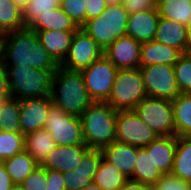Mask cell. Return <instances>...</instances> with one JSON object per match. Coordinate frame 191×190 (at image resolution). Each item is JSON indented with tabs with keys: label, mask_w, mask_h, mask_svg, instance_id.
Wrapping results in <instances>:
<instances>
[{
	"label": "cell",
	"mask_w": 191,
	"mask_h": 190,
	"mask_svg": "<svg viewBox=\"0 0 191 190\" xmlns=\"http://www.w3.org/2000/svg\"><path fill=\"white\" fill-rule=\"evenodd\" d=\"M16 188L17 187L13 184L3 162H0V190H15Z\"/></svg>",
	"instance_id": "43"
},
{
	"label": "cell",
	"mask_w": 191,
	"mask_h": 190,
	"mask_svg": "<svg viewBox=\"0 0 191 190\" xmlns=\"http://www.w3.org/2000/svg\"><path fill=\"white\" fill-rule=\"evenodd\" d=\"M187 27L184 25L160 17L154 40L178 50L181 54L185 52Z\"/></svg>",
	"instance_id": "22"
},
{
	"label": "cell",
	"mask_w": 191,
	"mask_h": 190,
	"mask_svg": "<svg viewBox=\"0 0 191 190\" xmlns=\"http://www.w3.org/2000/svg\"><path fill=\"white\" fill-rule=\"evenodd\" d=\"M39 42L58 65L66 59L76 31L33 30Z\"/></svg>",
	"instance_id": "18"
},
{
	"label": "cell",
	"mask_w": 191,
	"mask_h": 190,
	"mask_svg": "<svg viewBox=\"0 0 191 190\" xmlns=\"http://www.w3.org/2000/svg\"><path fill=\"white\" fill-rule=\"evenodd\" d=\"M3 164L16 187L39 165L26 150L4 160Z\"/></svg>",
	"instance_id": "25"
},
{
	"label": "cell",
	"mask_w": 191,
	"mask_h": 190,
	"mask_svg": "<svg viewBox=\"0 0 191 190\" xmlns=\"http://www.w3.org/2000/svg\"><path fill=\"white\" fill-rule=\"evenodd\" d=\"M184 54L191 56V26L187 27Z\"/></svg>",
	"instance_id": "45"
},
{
	"label": "cell",
	"mask_w": 191,
	"mask_h": 190,
	"mask_svg": "<svg viewBox=\"0 0 191 190\" xmlns=\"http://www.w3.org/2000/svg\"><path fill=\"white\" fill-rule=\"evenodd\" d=\"M103 154L101 150L89 149L76 169L63 173L66 190H82L93 183Z\"/></svg>",
	"instance_id": "15"
},
{
	"label": "cell",
	"mask_w": 191,
	"mask_h": 190,
	"mask_svg": "<svg viewBox=\"0 0 191 190\" xmlns=\"http://www.w3.org/2000/svg\"><path fill=\"white\" fill-rule=\"evenodd\" d=\"M162 174H170L173 168L176 136H158L143 147Z\"/></svg>",
	"instance_id": "20"
},
{
	"label": "cell",
	"mask_w": 191,
	"mask_h": 190,
	"mask_svg": "<svg viewBox=\"0 0 191 190\" xmlns=\"http://www.w3.org/2000/svg\"><path fill=\"white\" fill-rule=\"evenodd\" d=\"M52 104L50 96L20 100L19 122L24 136L44 128Z\"/></svg>",
	"instance_id": "13"
},
{
	"label": "cell",
	"mask_w": 191,
	"mask_h": 190,
	"mask_svg": "<svg viewBox=\"0 0 191 190\" xmlns=\"http://www.w3.org/2000/svg\"><path fill=\"white\" fill-rule=\"evenodd\" d=\"M141 42L130 36L116 39L104 50V56L111 61L118 70L136 69L140 67Z\"/></svg>",
	"instance_id": "14"
},
{
	"label": "cell",
	"mask_w": 191,
	"mask_h": 190,
	"mask_svg": "<svg viewBox=\"0 0 191 190\" xmlns=\"http://www.w3.org/2000/svg\"><path fill=\"white\" fill-rule=\"evenodd\" d=\"M171 174L191 183V138L188 136H176Z\"/></svg>",
	"instance_id": "23"
},
{
	"label": "cell",
	"mask_w": 191,
	"mask_h": 190,
	"mask_svg": "<svg viewBox=\"0 0 191 190\" xmlns=\"http://www.w3.org/2000/svg\"><path fill=\"white\" fill-rule=\"evenodd\" d=\"M121 4L126 9L128 15L143 12L155 7L151 0H121Z\"/></svg>",
	"instance_id": "39"
},
{
	"label": "cell",
	"mask_w": 191,
	"mask_h": 190,
	"mask_svg": "<svg viewBox=\"0 0 191 190\" xmlns=\"http://www.w3.org/2000/svg\"><path fill=\"white\" fill-rule=\"evenodd\" d=\"M152 190H191V183L179 179L177 176L163 174V176L152 186Z\"/></svg>",
	"instance_id": "38"
},
{
	"label": "cell",
	"mask_w": 191,
	"mask_h": 190,
	"mask_svg": "<svg viewBox=\"0 0 191 190\" xmlns=\"http://www.w3.org/2000/svg\"><path fill=\"white\" fill-rule=\"evenodd\" d=\"M155 6H157L163 0H151Z\"/></svg>",
	"instance_id": "49"
},
{
	"label": "cell",
	"mask_w": 191,
	"mask_h": 190,
	"mask_svg": "<svg viewBox=\"0 0 191 190\" xmlns=\"http://www.w3.org/2000/svg\"><path fill=\"white\" fill-rule=\"evenodd\" d=\"M163 176L143 147H137L136 164L132 180L153 186Z\"/></svg>",
	"instance_id": "28"
},
{
	"label": "cell",
	"mask_w": 191,
	"mask_h": 190,
	"mask_svg": "<svg viewBox=\"0 0 191 190\" xmlns=\"http://www.w3.org/2000/svg\"><path fill=\"white\" fill-rule=\"evenodd\" d=\"M134 111L158 136H176L171 100L147 96Z\"/></svg>",
	"instance_id": "7"
},
{
	"label": "cell",
	"mask_w": 191,
	"mask_h": 190,
	"mask_svg": "<svg viewBox=\"0 0 191 190\" xmlns=\"http://www.w3.org/2000/svg\"><path fill=\"white\" fill-rule=\"evenodd\" d=\"M182 54L165 44L156 40L141 43L140 66H150L154 64L174 65Z\"/></svg>",
	"instance_id": "21"
},
{
	"label": "cell",
	"mask_w": 191,
	"mask_h": 190,
	"mask_svg": "<svg viewBox=\"0 0 191 190\" xmlns=\"http://www.w3.org/2000/svg\"><path fill=\"white\" fill-rule=\"evenodd\" d=\"M128 13L122 4L107 5L101 15L87 20L80 28L103 50L116 39L126 36Z\"/></svg>",
	"instance_id": "5"
},
{
	"label": "cell",
	"mask_w": 191,
	"mask_h": 190,
	"mask_svg": "<svg viewBox=\"0 0 191 190\" xmlns=\"http://www.w3.org/2000/svg\"><path fill=\"white\" fill-rule=\"evenodd\" d=\"M147 96L173 101L180 90L177 85L174 65L154 64L140 66Z\"/></svg>",
	"instance_id": "9"
},
{
	"label": "cell",
	"mask_w": 191,
	"mask_h": 190,
	"mask_svg": "<svg viewBox=\"0 0 191 190\" xmlns=\"http://www.w3.org/2000/svg\"><path fill=\"white\" fill-rule=\"evenodd\" d=\"M160 16L157 7L128 15L126 34L139 42L152 41L155 38Z\"/></svg>",
	"instance_id": "17"
},
{
	"label": "cell",
	"mask_w": 191,
	"mask_h": 190,
	"mask_svg": "<svg viewBox=\"0 0 191 190\" xmlns=\"http://www.w3.org/2000/svg\"><path fill=\"white\" fill-rule=\"evenodd\" d=\"M180 93H191V56L182 54L174 64Z\"/></svg>",
	"instance_id": "35"
},
{
	"label": "cell",
	"mask_w": 191,
	"mask_h": 190,
	"mask_svg": "<svg viewBox=\"0 0 191 190\" xmlns=\"http://www.w3.org/2000/svg\"><path fill=\"white\" fill-rule=\"evenodd\" d=\"M82 190H104L102 187L95 185L94 183L89 184L87 187Z\"/></svg>",
	"instance_id": "47"
},
{
	"label": "cell",
	"mask_w": 191,
	"mask_h": 190,
	"mask_svg": "<svg viewBox=\"0 0 191 190\" xmlns=\"http://www.w3.org/2000/svg\"><path fill=\"white\" fill-rule=\"evenodd\" d=\"M127 178L103 156L93 178V183L104 190H119Z\"/></svg>",
	"instance_id": "30"
},
{
	"label": "cell",
	"mask_w": 191,
	"mask_h": 190,
	"mask_svg": "<svg viewBox=\"0 0 191 190\" xmlns=\"http://www.w3.org/2000/svg\"><path fill=\"white\" fill-rule=\"evenodd\" d=\"M107 5H118L121 4V0H106Z\"/></svg>",
	"instance_id": "48"
},
{
	"label": "cell",
	"mask_w": 191,
	"mask_h": 190,
	"mask_svg": "<svg viewBox=\"0 0 191 190\" xmlns=\"http://www.w3.org/2000/svg\"><path fill=\"white\" fill-rule=\"evenodd\" d=\"M60 8L79 28L86 22V0H60Z\"/></svg>",
	"instance_id": "36"
},
{
	"label": "cell",
	"mask_w": 191,
	"mask_h": 190,
	"mask_svg": "<svg viewBox=\"0 0 191 190\" xmlns=\"http://www.w3.org/2000/svg\"><path fill=\"white\" fill-rule=\"evenodd\" d=\"M47 169L38 165L17 187L19 190H46Z\"/></svg>",
	"instance_id": "37"
},
{
	"label": "cell",
	"mask_w": 191,
	"mask_h": 190,
	"mask_svg": "<svg viewBox=\"0 0 191 190\" xmlns=\"http://www.w3.org/2000/svg\"><path fill=\"white\" fill-rule=\"evenodd\" d=\"M117 110L107 102H94L81 118L84 142L91 149L102 150L116 139Z\"/></svg>",
	"instance_id": "3"
},
{
	"label": "cell",
	"mask_w": 191,
	"mask_h": 190,
	"mask_svg": "<svg viewBox=\"0 0 191 190\" xmlns=\"http://www.w3.org/2000/svg\"><path fill=\"white\" fill-rule=\"evenodd\" d=\"M106 6V0H86V21L101 15Z\"/></svg>",
	"instance_id": "40"
},
{
	"label": "cell",
	"mask_w": 191,
	"mask_h": 190,
	"mask_svg": "<svg viewBox=\"0 0 191 190\" xmlns=\"http://www.w3.org/2000/svg\"><path fill=\"white\" fill-rule=\"evenodd\" d=\"M8 98H11L7 74L4 67L0 64V107L4 101Z\"/></svg>",
	"instance_id": "42"
},
{
	"label": "cell",
	"mask_w": 191,
	"mask_h": 190,
	"mask_svg": "<svg viewBox=\"0 0 191 190\" xmlns=\"http://www.w3.org/2000/svg\"><path fill=\"white\" fill-rule=\"evenodd\" d=\"M104 55V50L81 28L73 36L68 55L60 65L72 71H82Z\"/></svg>",
	"instance_id": "12"
},
{
	"label": "cell",
	"mask_w": 191,
	"mask_h": 190,
	"mask_svg": "<svg viewBox=\"0 0 191 190\" xmlns=\"http://www.w3.org/2000/svg\"><path fill=\"white\" fill-rule=\"evenodd\" d=\"M25 28L23 11L12 0H0V36Z\"/></svg>",
	"instance_id": "31"
},
{
	"label": "cell",
	"mask_w": 191,
	"mask_h": 190,
	"mask_svg": "<svg viewBox=\"0 0 191 190\" xmlns=\"http://www.w3.org/2000/svg\"><path fill=\"white\" fill-rule=\"evenodd\" d=\"M119 190H152V186L132 179H127Z\"/></svg>",
	"instance_id": "44"
},
{
	"label": "cell",
	"mask_w": 191,
	"mask_h": 190,
	"mask_svg": "<svg viewBox=\"0 0 191 190\" xmlns=\"http://www.w3.org/2000/svg\"><path fill=\"white\" fill-rule=\"evenodd\" d=\"M115 65L104 55L81 72L85 86L94 102H106L117 73Z\"/></svg>",
	"instance_id": "10"
},
{
	"label": "cell",
	"mask_w": 191,
	"mask_h": 190,
	"mask_svg": "<svg viewBox=\"0 0 191 190\" xmlns=\"http://www.w3.org/2000/svg\"><path fill=\"white\" fill-rule=\"evenodd\" d=\"M25 150V136L22 133L0 131V162Z\"/></svg>",
	"instance_id": "33"
},
{
	"label": "cell",
	"mask_w": 191,
	"mask_h": 190,
	"mask_svg": "<svg viewBox=\"0 0 191 190\" xmlns=\"http://www.w3.org/2000/svg\"><path fill=\"white\" fill-rule=\"evenodd\" d=\"M51 135L46 130H37L25 136V150L41 165L56 147Z\"/></svg>",
	"instance_id": "24"
},
{
	"label": "cell",
	"mask_w": 191,
	"mask_h": 190,
	"mask_svg": "<svg viewBox=\"0 0 191 190\" xmlns=\"http://www.w3.org/2000/svg\"><path fill=\"white\" fill-rule=\"evenodd\" d=\"M147 97L139 68L117 70L111 93L106 101L117 111L134 110Z\"/></svg>",
	"instance_id": "6"
},
{
	"label": "cell",
	"mask_w": 191,
	"mask_h": 190,
	"mask_svg": "<svg viewBox=\"0 0 191 190\" xmlns=\"http://www.w3.org/2000/svg\"><path fill=\"white\" fill-rule=\"evenodd\" d=\"M43 129L50 133L57 146L85 144L81 118L68 115L55 104L51 105Z\"/></svg>",
	"instance_id": "8"
},
{
	"label": "cell",
	"mask_w": 191,
	"mask_h": 190,
	"mask_svg": "<svg viewBox=\"0 0 191 190\" xmlns=\"http://www.w3.org/2000/svg\"><path fill=\"white\" fill-rule=\"evenodd\" d=\"M176 136L191 134V93H180L173 101Z\"/></svg>",
	"instance_id": "27"
},
{
	"label": "cell",
	"mask_w": 191,
	"mask_h": 190,
	"mask_svg": "<svg viewBox=\"0 0 191 190\" xmlns=\"http://www.w3.org/2000/svg\"><path fill=\"white\" fill-rule=\"evenodd\" d=\"M60 7V0H29L23 11L25 28H29L40 15Z\"/></svg>",
	"instance_id": "34"
},
{
	"label": "cell",
	"mask_w": 191,
	"mask_h": 190,
	"mask_svg": "<svg viewBox=\"0 0 191 190\" xmlns=\"http://www.w3.org/2000/svg\"><path fill=\"white\" fill-rule=\"evenodd\" d=\"M157 137L134 110L117 111L115 141L145 147Z\"/></svg>",
	"instance_id": "11"
},
{
	"label": "cell",
	"mask_w": 191,
	"mask_h": 190,
	"mask_svg": "<svg viewBox=\"0 0 191 190\" xmlns=\"http://www.w3.org/2000/svg\"><path fill=\"white\" fill-rule=\"evenodd\" d=\"M50 97L53 104L68 115L77 117H81L94 103L86 89L82 72L68 70L60 65L53 74Z\"/></svg>",
	"instance_id": "2"
},
{
	"label": "cell",
	"mask_w": 191,
	"mask_h": 190,
	"mask_svg": "<svg viewBox=\"0 0 191 190\" xmlns=\"http://www.w3.org/2000/svg\"><path fill=\"white\" fill-rule=\"evenodd\" d=\"M22 10L27 6L29 0H12Z\"/></svg>",
	"instance_id": "46"
},
{
	"label": "cell",
	"mask_w": 191,
	"mask_h": 190,
	"mask_svg": "<svg viewBox=\"0 0 191 190\" xmlns=\"http://www.w3.org/2000/svg\"><path fill=\"white\" fill-rule=\"evenodd\" d=\"M1 65H19L50 70L53 74L59 65L39 42L30 28L8 32L0 36Z\"/></svg>",
	"instance_id": "1"
},
{
	"label": "cell",
	"mask_w": 191,
	"mask_h": 190,
	"mask_svg": "<svg viewBox=\"0 0 191 190\" xmlns=\"http://www.w3.org/2000/svg\"><path fill=\"white\" fill-rule=\"evenodd\" d=\"M156 7L160 17L191 26V0H163Z\"/></svg>",
	"instance_id": "29"
},
{
	"label": "cell",
	"mask_w": 191,
	"mask_h": 190,
	"mask_svg": "<svg viewBox=\"0 0 191 190\" xmlns=\"http://www.w3.org/2000/svg\"><path fill=\"white\" fill-rule=\"evenodd\" d=\"M101 151L108 162L114 165L127 179H132L136 164L137 146L113 141Z\"/></svg>",
	"instance_id": "19"
},
{
	"label": "cell",
	"mask_w": 191,
	"mask_h": 190,
	"mask_svg": "<svg viewBox=\"0 0 191 190\" xmlns=\"http://www.w3.org/2000/svg\"><path fill=\"white\" fill-rule=\"evenodd\" d=\"M20 100L8 98L0 107V131L21 133Z\"/></svg>",
	"instance_id": "32"
},
{
	"label": "cell",
	"mask_w": 191,
	"mask_h": 190,
	"mask_svg": "<svg viewBox=\"0 0 191 190\" xmlns=\"http://www.w3.org/2000/svg\"><path fill=\"white\" fill-rule=\"evenodd\" d=\"M6 71L11 98L23 100L50 96L53 73L19 65H2Z\"/></svg>",
	"instance_id": "4"
},
{
	"label": "cell",
	"mask_w": 191,
	"mask_h": 190,
	"mask_svg": "<svg viewBox=\"0 0 191 190\" xmlns=\"http://www.w3.org/2000/svg\"><path fill=\"white\" fill-rule=\"evenodd\" d=\"M63 173L47 169V187L46 190H66Z\"/></svg>",
	"instance_id": "41"
},
{
	"label": "cell",
	"mask_w": 191,
	"mask_h": 190,
	"mask_svg": "<svg viewBox=\"0 0 191 190\" xmlns=\"http://www.w3.org/2000/svg\"><path fill=\"white\" fill-rule=\"evenodd\" d=\"M29 28L31 30L76 31L79 27L59 7L40 15L39 18Z\"/></svg>",
	"instance_id": "26"
},
{
	"label": "cell",
	"mask_w": 191,
	"mask_h": 190,
	"mask_svg": "<svg viewBox=\"0 0 191 190\" xmlns=\"http://www.w3.org/2000/svg\"><path fill=\"white\" fill-rule=\"evenodd\" d=\"M90 148L86 144L56 146L41 166L62 173L76 169Z\"/></svg>",
	"instance_id": "16"
}]
</instances>
